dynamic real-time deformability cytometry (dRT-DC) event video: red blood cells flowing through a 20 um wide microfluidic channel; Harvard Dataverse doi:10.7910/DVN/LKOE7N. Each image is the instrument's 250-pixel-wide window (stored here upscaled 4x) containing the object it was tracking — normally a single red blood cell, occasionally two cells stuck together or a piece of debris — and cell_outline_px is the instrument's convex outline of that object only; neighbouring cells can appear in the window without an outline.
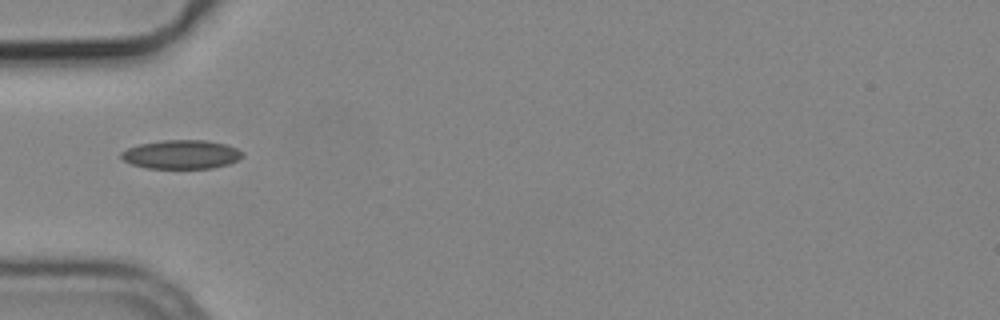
{"species": "common noctule bat (a hibernating species)", "species_latin": "Nyctalus noctula", "temperature_condition": "cold", "stored_images_in_passage": 1, "camera_frame_rate_fps": 3000, "um_per_image_px": 0.085, "animal": {"sex": "male", "body_mass_g": 19.2, "forearm_length_mm": 51.8}, "frame": {"image": 1, "passage_image": 1, "time_ms": 0.0, "image_size_px": [1000, 320], "cell_outline_px": [[244, 156], [228, 164], [212, 168], [148, 168], [132, 164], [124, 160], [120, 156], [120, 152], [128, 148], [140, 144], [164, 140], [208, 140], [228, 144], [244, 152]], "centroid_in_image_um": [15.45, 13.12], "position_along_channel_um": 69.6, "area_um2": 20.4}}